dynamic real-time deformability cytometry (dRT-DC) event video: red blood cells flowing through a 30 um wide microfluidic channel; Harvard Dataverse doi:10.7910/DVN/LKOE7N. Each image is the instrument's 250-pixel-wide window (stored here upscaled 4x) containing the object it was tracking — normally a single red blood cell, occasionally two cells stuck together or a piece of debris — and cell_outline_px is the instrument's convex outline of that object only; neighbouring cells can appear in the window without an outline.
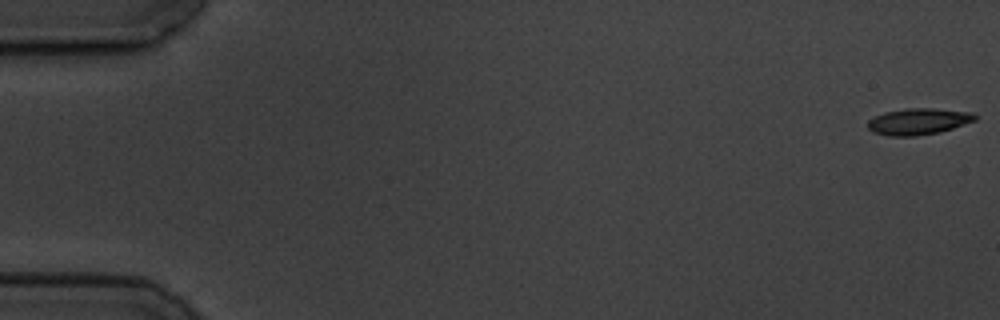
{"species": "common noctule bat (a hibernating species)", "species_latin": "Nyctalus noctula", "temperature_condition": "cold", "stored_images_in_passage": 4, "camera_frame_rate_fps": 3000, "um_per_image_px": 0.085, "animal": {"sex": "male", "body_mass_g": 19.5, "forearm_length_mm": 54.6}, "frame": {"image": 1, "passage_image": 1, "time_ms": 0.0, "image_size_px": [1000, 320], "cell_outline_px": [[976, 120], [940, 132], [916, 136], [888, 136], [872, 132], [868, 128], [868, 120], [884, 112], [904, 108], [932, 108], [972, 112], [976, 116]], "centroid_in_image_um": [78.04, 10.32], "position_along_channel_um": 7.0, "area_um2": 16.53}}